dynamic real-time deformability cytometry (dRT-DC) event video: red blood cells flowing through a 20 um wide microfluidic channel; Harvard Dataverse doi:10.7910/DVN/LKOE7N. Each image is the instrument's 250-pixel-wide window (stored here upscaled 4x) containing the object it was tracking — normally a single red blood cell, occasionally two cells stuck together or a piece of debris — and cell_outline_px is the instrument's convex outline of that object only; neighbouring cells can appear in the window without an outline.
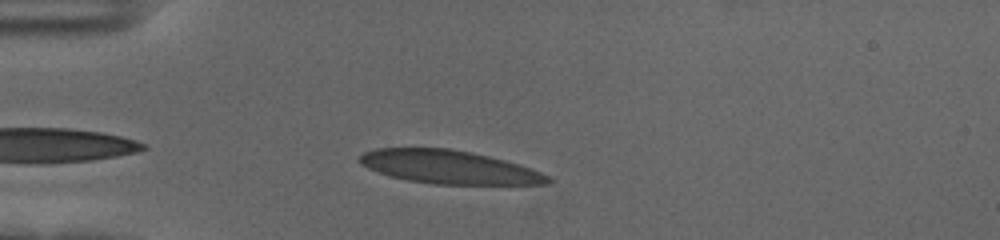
{"species": "human", "species_latin": "Homo sapiens", "temperature_condition": "cold", "stored_images_in_passage": 36, "camera_frame_rate_fps": 3000, "um_per_image_px": 0.085, "donor": {"sex": "female"}, "frame": {"image": 1, "passage_image": 3, "time_ms": 0.667, "image_size_px": [1000, 240], "cell_outline_px": [[552, 180], [548, 184], [432, 184], [408, 180], [392, 176], [368, 168], [360, 164], [356, 160], [364, 152], [376, 148], [448, 148], [488, 156], [520, 164], [540, 172], [548, 176]], "centroid_in_image_um": [38.14, 14.2], "position_along_channel_um": 46.9, "area_um2": 36.3}}
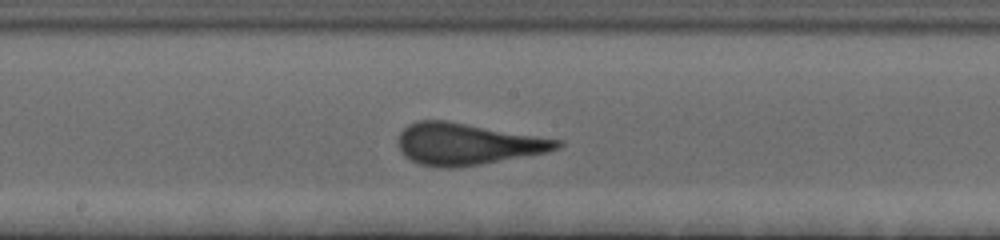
{"frame": {"image": 2, "passage_image": 18, "time_ms": 5.667, "image_size_px": [1000, 240], "cell_outline_px": [[564, 144], [560, 148], [548, 152], [480, 164], [456, 168], [436, 168], [420, 164], [404, 156], [396, 140], [400, 132], [408, 124], [416, 120], [448, 120], [564, 140]], "centroid_in_image_um": [39.72, 12.23], "position_along_channel_um": 208.5, "area_um2": 39.07}}
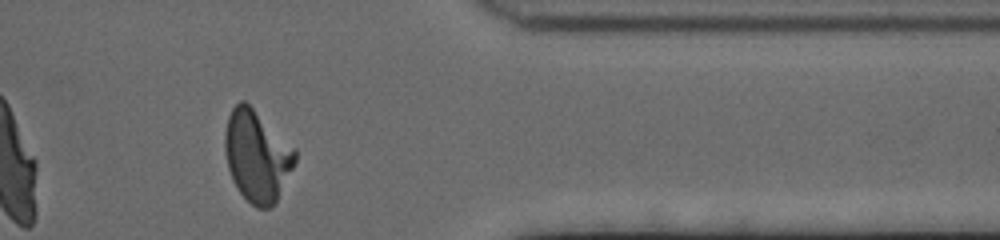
{"frame": {"image": 3, "passage_image": 34, "time_ms": 11.0, "image_size_px": [1000, 240], "cell_outline_px": [[296, 160], [272, 208], [256, 208], [240, 192], [232, 180], [228, 168], [224, 148], [224, 132], [228, 116], [232, 108], [240, 100], [244, 100], [296, 148]], "centroid_in_image_um": [21.82, 13.24], "position_along_channel_um": 389.6, "area_um2": 37.11}}